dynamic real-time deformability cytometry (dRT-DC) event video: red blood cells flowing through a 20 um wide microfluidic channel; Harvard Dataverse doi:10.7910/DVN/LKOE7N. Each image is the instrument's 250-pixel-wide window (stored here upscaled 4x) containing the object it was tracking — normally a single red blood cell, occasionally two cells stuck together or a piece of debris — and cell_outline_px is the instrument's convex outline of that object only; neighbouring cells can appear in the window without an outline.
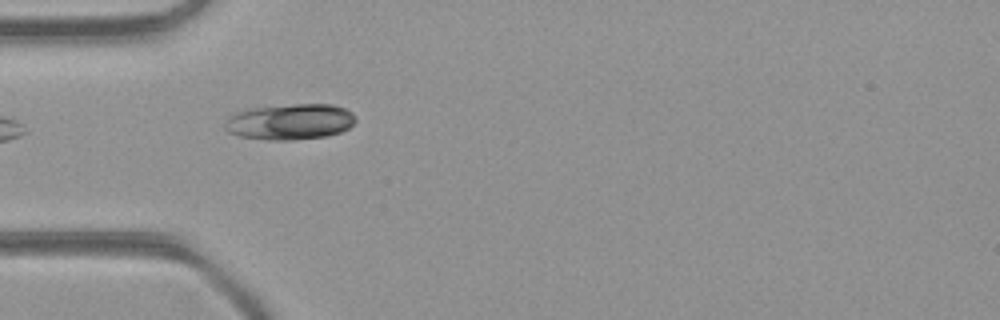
{"species": "common noctule bat (a hibernating species)", "species_latin": "Nyctalus noctula", "temperature_condition": "room temperature", "stored_images_in_passage": 4, "camera_frame_rate_fps": 3000, "um_per_image_px": 0.085, "animal": {"sex": "female", "body_mass_g": 21.9}, "frame": {"image": 1, "passage_image": 1, "time_ms": 0.0, "image_size_px": [1000, 320], "cell_outline_px": [[356, 120], [348, 128], [340, 132], [328, 136], [292, 140], [268, 140], [240, 136], [228, 132], [224, 128], [224, 124], [228, 116], [236, 112], [252, 108], [296, 104], [332, 104], [344, 108], [352, 112]], "centroid_in_image_um": [24.64, 10.35], "position_along_channel_um": 60.4, "area_um2": 27.34}}
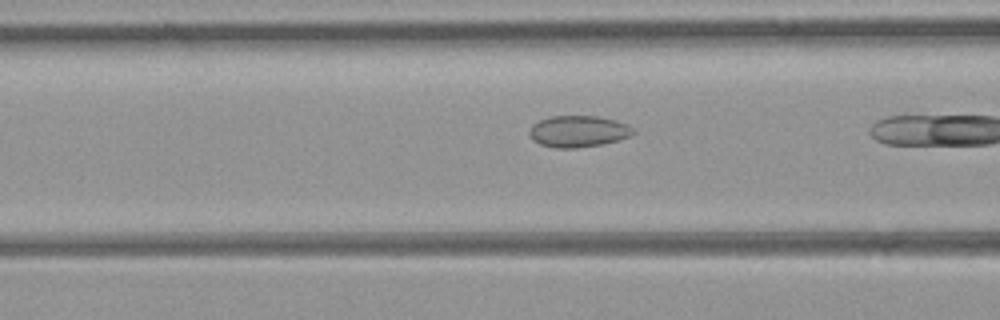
{"frame": {"image": 2, "passage_image": 3, "time_ms": 0.667, "image_size_px": [1000, 320], "cell_outline_px": [[636, 132], [632, 136], [600, 144], [576, 148], [556, 148], [540, 144], [532, 140], [528, 132], [532, 124], [540, 120], [552, 116], [596, 116], [616, 120], [628, 124]], "centroid_in_image_um": [49.15, 11.16], "position_along_channel_um": 117.5, "area_um2": 19.07}}